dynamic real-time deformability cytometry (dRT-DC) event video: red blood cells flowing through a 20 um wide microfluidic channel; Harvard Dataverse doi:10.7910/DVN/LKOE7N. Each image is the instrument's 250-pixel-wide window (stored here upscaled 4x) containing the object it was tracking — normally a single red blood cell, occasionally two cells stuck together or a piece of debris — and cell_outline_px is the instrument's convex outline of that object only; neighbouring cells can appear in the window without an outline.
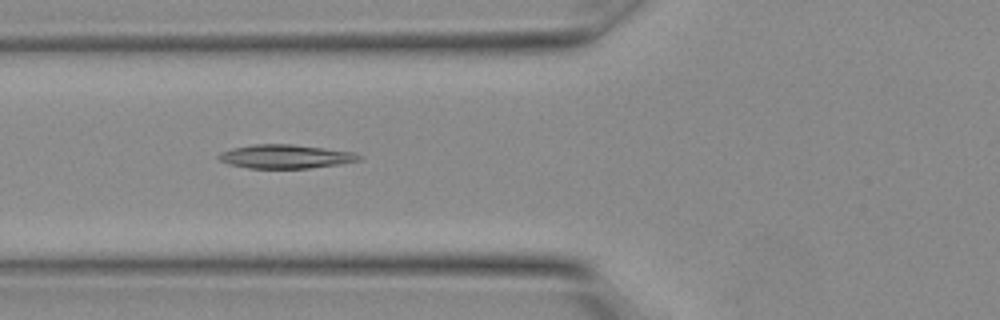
{"species": "Egyptian fruit bat (a non-hibernating species)", "species_latin": "Rousettus aegyptiacus", "temperature_condition": "warm", "stored_images_in_passage": 12, "camera_frame_rate_fps": 3000, "um_per_image_px": 0.085, "animal": {"sex": "female"}, "frame": {"image": 1, "passage_image": 7, "time_ms": 2.0, "image_size_px": [1000, 320], "cell_outline_px": [[360, 160], [340, 164], [308, 168], [248, 168], [228, 164], [220, 160], [216, 156], [220, 152], [232, 148], [252, 144], [292, 144], [356, 152], [360, 156]], "centroid_in_image_um": [24.24, 13.3], "position_along_channel_um": 101.6, "area_um2": 19.48}}
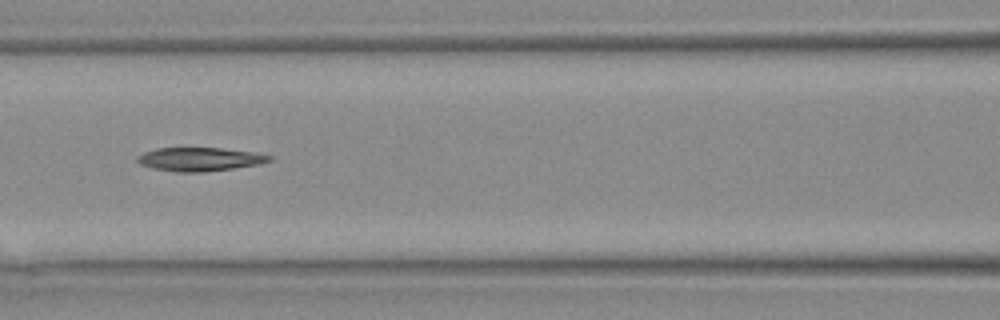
{"frame": {"image": 2, "passage_image": 9, "time_ms": 2.667, "image_size_px": [1000, 320], "cell_outline_px": [[272, 160], [260, 164], [204, 172], [176, 172], [152, 168], [140, 164], [136, 160], [136, 156], [144, 152], [156, 148], [220, 148], [252, 152], [272, 156]], "centroid_in_image_um": [16.94, 13.53], "position_along_channel_um": 149.7, "area_um2": 18.09}}